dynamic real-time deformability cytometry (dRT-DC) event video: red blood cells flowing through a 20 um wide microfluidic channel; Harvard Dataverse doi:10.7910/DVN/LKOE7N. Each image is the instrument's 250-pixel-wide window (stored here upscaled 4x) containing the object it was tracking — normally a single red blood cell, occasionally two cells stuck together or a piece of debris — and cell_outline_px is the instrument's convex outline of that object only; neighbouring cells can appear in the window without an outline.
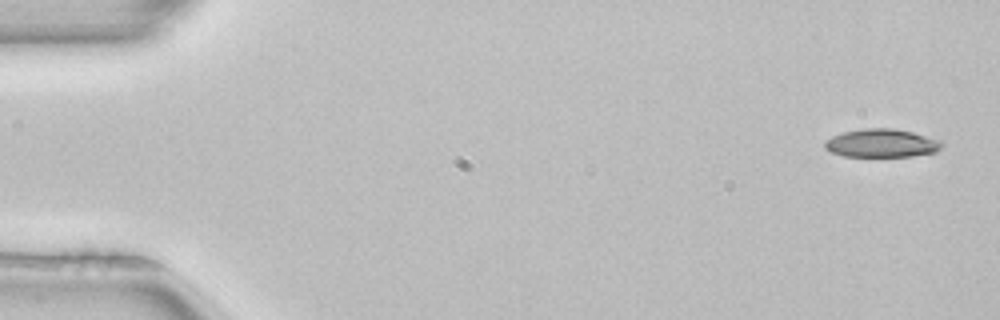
{"species": "common noctule bat (a hibernating species)", "species_latin": "Nyctalus noctula", "temperature_condition": "room temperature", "stored_images_in_passage": 6, "camera_frame_rate_fps": 3000, "um_per_image_px": 0.085, "animal": {"sex": "female", "body_mass_g": 22.7, "forearm_length_mm": 54.2}, "frame": {"image": 1, "passage_image": 1, "time_ms": 0.0, "image_size_px": [1000, 320], "cell_outline_px": [[944, 144], [936, 152], [912, 156], [844, 156], [832, 152], [824, 148], [824, 140], [832, 136], [844, 132], [864, 128], [892, 128], [912, 132], [940, 140]], "centroid_in_image_um": [74.93, 12.17], "position_along_channel_um": 10.1, "area_um2": 19.25}}
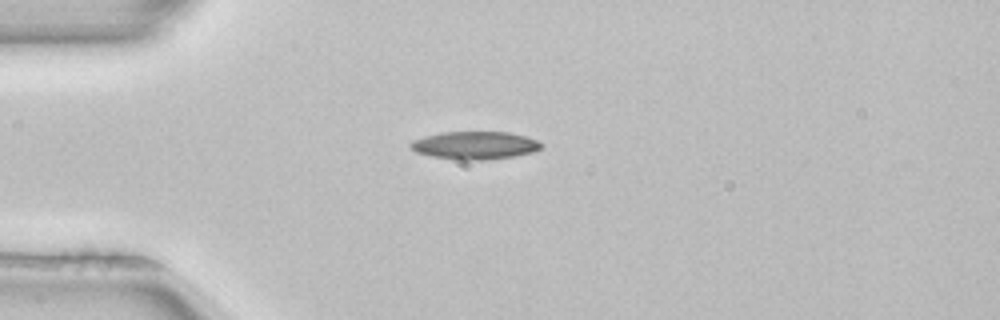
{"frame": {"image": 2, "passage_image": 4, "time_ms": 1.0, "image_size_px": [1000, 320], "cell_outline_px": [[544, 144], [540, 148], [532, 152], [516, 156], [484, 160], [460, 160], [432, 156], [416, 152], [408, 148], [408, 144], [412, 140], [424, 136], [440, 132], [508, 132], [528, 136]], "centroid_in_image_um": [40.34, 12.35], "position_along_channel_um": 44.7, "area_um2": 21.44}}
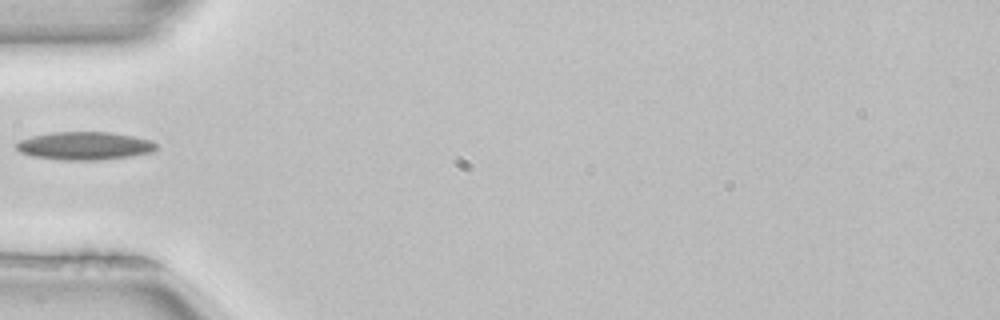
{"frame": {"image": 3, "passage_image": 5, "time_ms": 1.333, "image_size_px": [1000, 320], "cell_outline_px": [[156, 148], [152, 152], [128, 156], [100, 160], [60, 160], [32, 156], [20, 152], [16, 148], [16, 144], [20, 140], [32, 136], [52, 132], [112, 132], [152, 140], [156, 144]], "centroid_in_image_um": [7.17, 12.39], "position_along_channel_um": 77.8, "area_um2": 22.83}}